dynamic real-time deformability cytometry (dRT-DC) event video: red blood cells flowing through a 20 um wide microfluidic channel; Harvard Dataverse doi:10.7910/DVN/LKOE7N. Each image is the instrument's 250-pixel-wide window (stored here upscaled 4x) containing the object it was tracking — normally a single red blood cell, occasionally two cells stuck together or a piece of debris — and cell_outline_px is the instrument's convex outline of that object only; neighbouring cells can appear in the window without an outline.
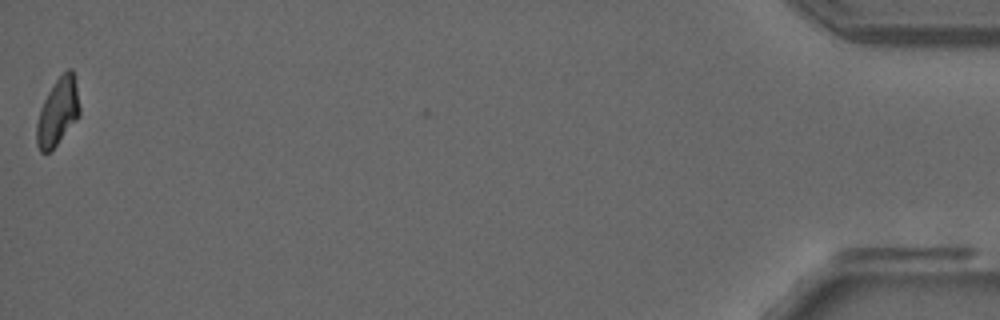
{"species": "common noctule bat (a hibernating species)", "species_latin": "Nyctalus noctula", "temperature_condition": "room temperature", "stored_images_in_passage": 39, "camera_frame_rate_fps": 3000, "um_per_image_px": 0.085, "animal": {"sex": "male", "forearm_length_mm": 52.5}, "frame": {"image": 1, "passage_image": 38, "time_ms": 12.333, "image_size_px": [1000, 320], "cell_outline_px": [[80, 116], [56, 144], [48, 152], [40, 152], [36, 144], [36, 124], [40, 108], [48, 92], [56, 80], [68, 68], [72, 68], [80, 108]], "centroid_in_image_um": [4.9, 9.52], "position_along_channel_um": 430.3, "area_um2": 16.59}, "authors_computed_cell_mechanics": {"area_um2": 17.1088, "velocity_mm_per_s": 3.8668, "shape_relaxation_time_tau1_ms": null, "shape_relaxation_time_tau2_ms": 6.7468, "deformation_change_tau1": null, "deformation_change_tau2": 0.1249}}